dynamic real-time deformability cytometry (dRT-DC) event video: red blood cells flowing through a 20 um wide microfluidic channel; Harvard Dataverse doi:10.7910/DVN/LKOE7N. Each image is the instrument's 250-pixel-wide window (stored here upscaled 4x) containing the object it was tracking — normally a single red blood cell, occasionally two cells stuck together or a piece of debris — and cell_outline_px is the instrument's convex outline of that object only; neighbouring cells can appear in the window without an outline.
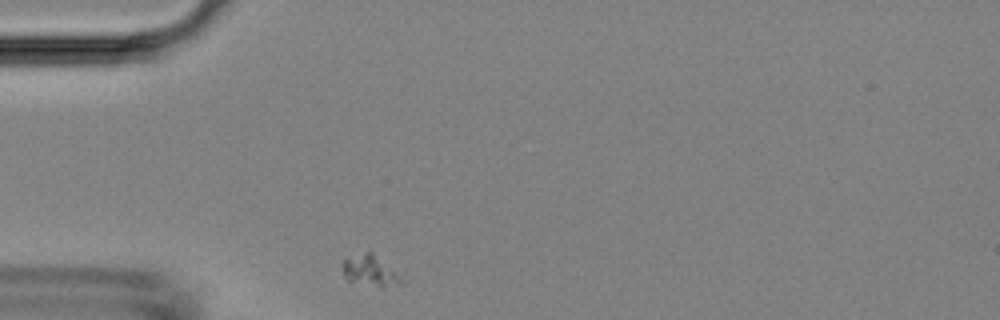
{"species": "Egyptian fruit bat (a non-hibernating species)", "species_latin": "Rousettus aegyptiacus", "temperature_condition": "room temperature", "stored_images_in_passage": 30, "camera_frame_rate_fps": 3000, "um_per_image_px": 0.085, "animal": {"sex": "female"}, "frame": {"image": 1, "passage_image": 1, "time_ms": 0.0, "image_size_px": [1000, 320], "cell_outline_px": [[404, 284], [384, 288], [380, 288], [348, 284], [344, 276], [340, 264], [344, 260], [368, 252], [372, 252]], "centroid_in_image_um": [31.33, 23.12], "position_along_channel_um": 53.7, "area_um2": 10.46}}
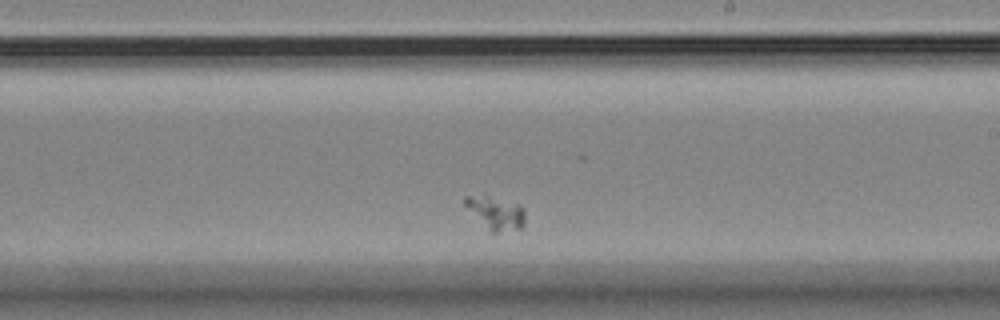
{"frame": {"image": 2, "passage_image": 18, "time_ms": 5.667, "image_size_px": [1000, 320], "cell_outline_px": [[524, 224], [520, 228], [496, 232], [492, 232], [464, 204], [464, 196], [488, 196], [520, 204], [524, 212]], "centroid_in_image_um": [42.17, 18.08], "position_along_channel_um": 246.8, "area_um2": 10.98}}
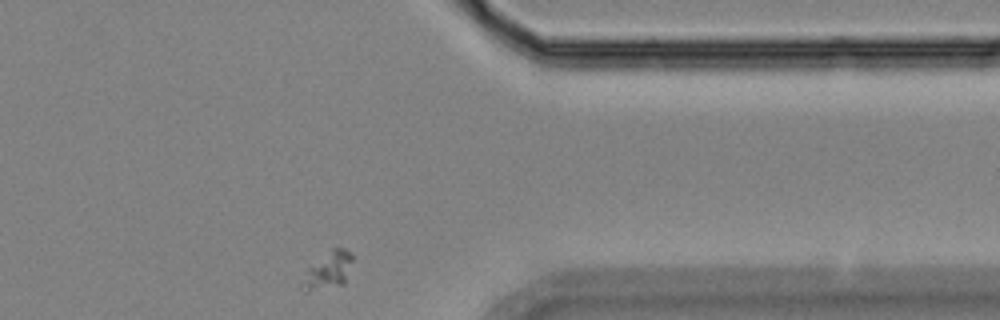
{"frame": {"image": 3, "passage_image": 30, "time_ms": 9.667, "image_size_px": [1000, 320], "cell_outline_px": [[352, 260], [344, 284], [304, 292], [308, 268], [332, 248], [344, 248], [352, 252]], "centroid_in_image_um": [27.98, 22.94], "position_along_channel_um": 383.4, "area_um2": 10.17}}